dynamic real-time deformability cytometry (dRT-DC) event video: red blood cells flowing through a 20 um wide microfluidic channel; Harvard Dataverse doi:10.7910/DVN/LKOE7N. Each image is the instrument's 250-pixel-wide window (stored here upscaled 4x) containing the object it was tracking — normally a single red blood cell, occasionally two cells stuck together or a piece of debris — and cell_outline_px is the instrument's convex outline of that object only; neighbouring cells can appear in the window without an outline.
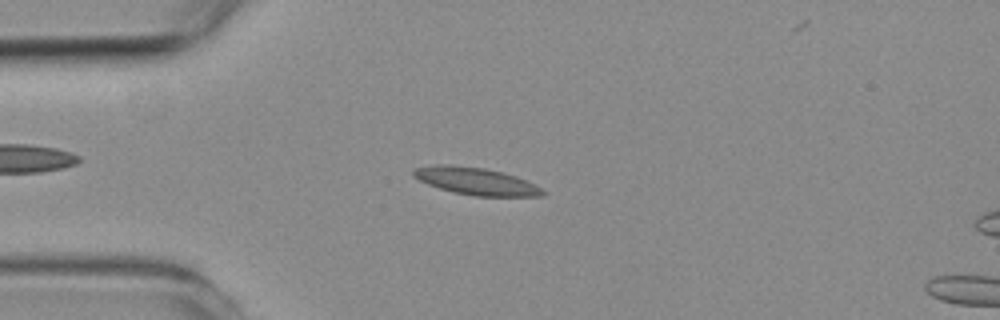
{"species": "common noctule bat (a hibernating species)", "species_latin": "Nyctalus noctula", "temperature_condition": "room temperature", "stored_images_in_passage": 2, "camera_frame_rate_fps": 3000, "um_per_image_px": 0.085, "animal": {"sex": "female", "body_mass_g": 19.3, "forearm_length_mm": 54.1}, "frame": {"image": 1, "passage_image": 1, "time_ms": 0.0, "image_size_px": [1000, 320], "cell_outline_px": [[548, 192], [544, 196], [476, 196], [452, 192], [428, 184], [412, 176], [412, 168], [436, 164], [452, 164], [484, 168], [516, 176], [536, 184]], "centroid_in_image_um": [40.46, 15.39], "position_along_channel_um": 44.5, "area_um2": 20.75}}